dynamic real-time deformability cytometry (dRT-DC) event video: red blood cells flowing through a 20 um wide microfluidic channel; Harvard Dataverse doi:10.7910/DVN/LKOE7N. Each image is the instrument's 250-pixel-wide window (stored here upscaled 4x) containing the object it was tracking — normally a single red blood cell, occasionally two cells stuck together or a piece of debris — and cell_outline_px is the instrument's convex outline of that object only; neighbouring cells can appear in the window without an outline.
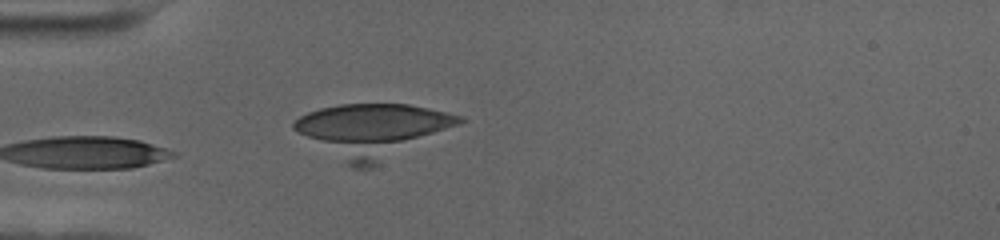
{"species": "human", "species_latin": "Homo sapiens", "temperature_condition": "cold", "stored_images_in_passage": 21, "camera_frame_rate_fps": 3000, "um_per_image_px": 0.085, "donor": {"sex": "female"}, "frame": {"image": 1, "passage_image": 1, "time_ms": 0.0, "image_size_px": [1000, 240], "cell_outline_px": [[468, 120], [372, 168], [352, 168], [292, 128], [292, 120], [308, 112], [320, 108], [340, 104], [408, 104], [428, 108], [464, 116]], "centroid_in_image_um": [31.68, 11.07], "position_along_channel_um": 53.3, "area_um2": 51.1}}